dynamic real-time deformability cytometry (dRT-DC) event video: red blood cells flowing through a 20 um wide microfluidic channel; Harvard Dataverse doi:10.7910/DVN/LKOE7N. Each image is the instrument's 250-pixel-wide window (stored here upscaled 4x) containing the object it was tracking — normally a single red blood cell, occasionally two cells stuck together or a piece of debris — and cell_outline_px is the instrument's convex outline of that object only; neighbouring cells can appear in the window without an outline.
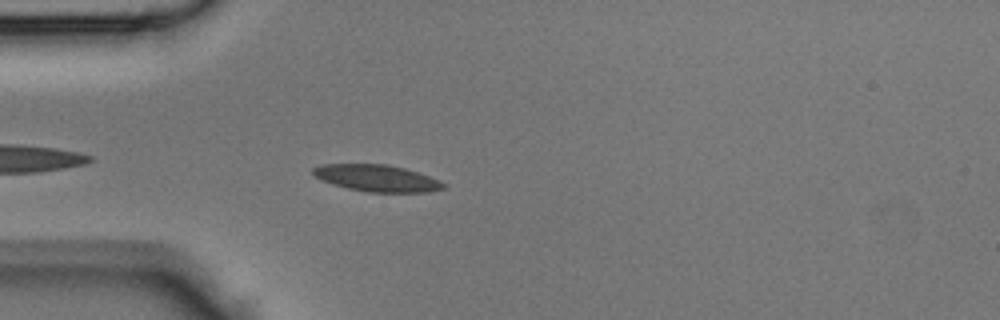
{"species": "Egyptian fruit bat (a non-hibernating species)", "species_latin": "Rousettus aegyptiacus", "temperature_condition": "room temperature", "stored_images_in_passage": 20, "camera_frame_rate_fps": 3000, "um_per_image_px": 0.085, "animal": {"sex": "male"}, "frame": {"image": 1, "passage_image": 3, "time_ms": 0.667, "image_size_px": [1000, 320], "cell_outline_px": [[448, 184], [444, 188], [428, 192], [368, 192], [348, 188], [332, 184], [320, 180], [312, 172], [312, 168], [320, 164], [388, 164], [404, 168], [440, 180]], "centroid_in_image_um": [32.03, 15.14], "position_along_channel_um": 53.0, "area_um2": 20.35}}
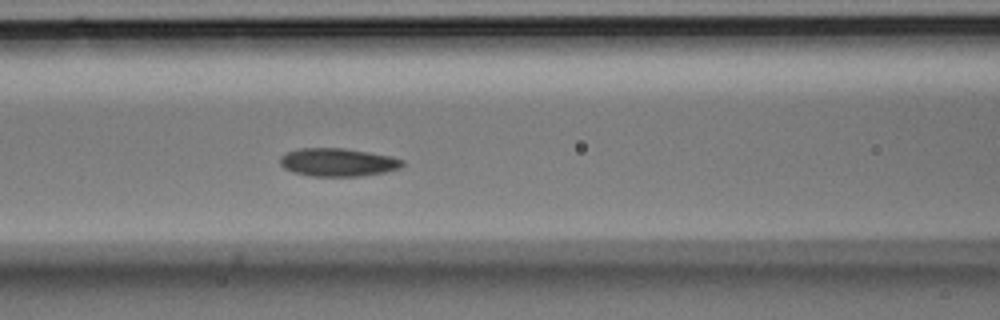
{"frame": {"image": 2, "passage_image": 9, "time_ms": 2.667, "image_size_px": [1000, 320], "cell_outline_px": [[404, 164], [400, 168], [384, 172], [360, 176], [312, 176], [296, 172], [284, 168], [280, 164], [280, 156], [288, 152], [300, 148], [344, 148], [392, 156], [404, 160]], "centroid_in_image_um": [28.74, 13.79], "position_along_channel_um": 137.9, "area_um2": 19.94}}
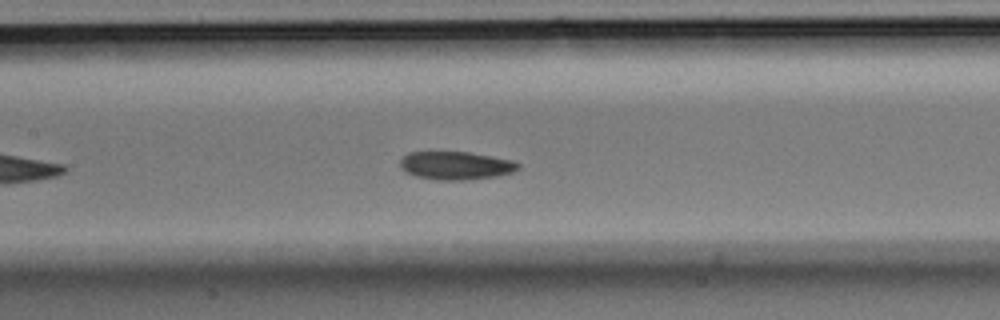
{"frame": {"image": 3, "passage_image": 11, "time_ms": 3.333, "image_size_px": [1000, 320], "cell_outline_px": [[520, 168], [512, 172], [496, 176], [468, 180], [436, 180], [416, 176], [400, 168], [400, 160], [408, 152], [468, 152], [492, 156], [512, 160], [520, 164]], "centroid_in_image_um": [38.75, 14.07], "position_along_channel_um": 168.6, "area_um2": 19.36}}